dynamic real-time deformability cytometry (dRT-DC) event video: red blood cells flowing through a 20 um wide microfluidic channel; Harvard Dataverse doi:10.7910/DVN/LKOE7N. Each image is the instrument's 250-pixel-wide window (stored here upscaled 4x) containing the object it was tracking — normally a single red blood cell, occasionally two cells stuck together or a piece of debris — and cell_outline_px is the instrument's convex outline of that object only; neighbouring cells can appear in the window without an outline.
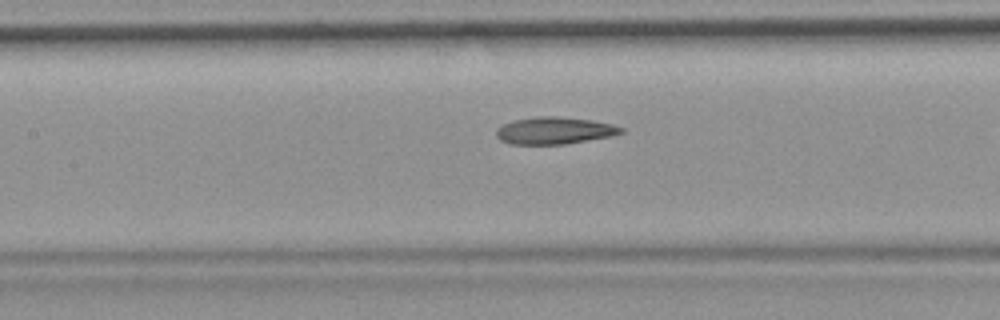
{"species": "common noctule bat (a hibernating species)", "species_latin": "Nyctalus noctula", "temperature_condition": "room temperature", "stored_images_in_passage": 21, "camera_frame_rate_fps": 3000, "um_per_image_px": 0.085, "animal": {"sex": "female", "body_mass_g": 19.9}, "frame": {"image": 1, "passage_image": 12, "time_ms": 3.667, "image_size_px": [1000, 320], "cell_outline_px": [[624, 132], [612, 136], [564, 144], [512, 144], [500, 140], [496, 136], [496, 128], [512, 120], [536, 116], [556, 116], [592, 120], [612, 124], [624, 128]], "centroid_in_image_um": [47.12, 11.09], "position_along_channel_um": 160.3, "area_um2": 19.77}}